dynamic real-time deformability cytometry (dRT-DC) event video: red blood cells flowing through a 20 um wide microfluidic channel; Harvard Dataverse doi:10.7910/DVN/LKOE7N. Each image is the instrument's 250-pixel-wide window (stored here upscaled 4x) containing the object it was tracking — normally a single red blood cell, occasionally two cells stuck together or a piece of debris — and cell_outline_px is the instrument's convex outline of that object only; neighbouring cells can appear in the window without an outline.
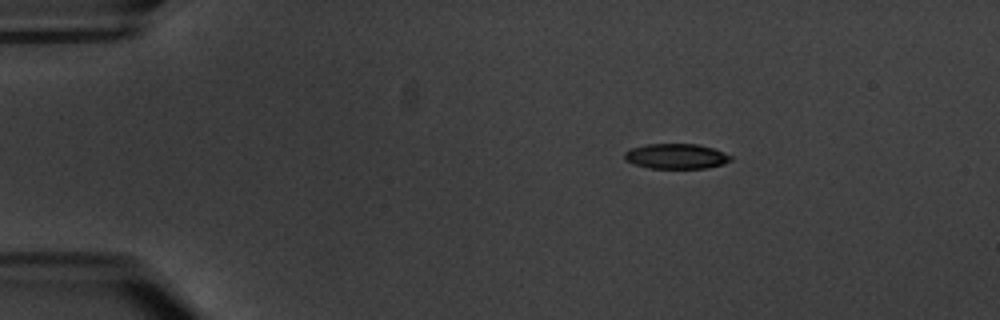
{"species": "common noctule bat (a hibernating species)", "species_latin": "Nyctalus noctula", "temperature_condition": "warm", "stored_images_in_passage": 11, "camera_frame_rate_fps": 3000, "um_per_image_px": 0.085, "animal": {"sex": "male", "body_mass_g": 20.1, "forearm_length_mm": 53.5}, "frame": {"image": 1, "passage_image": 2, "time_ms": 2.0, "image_size_px": [1000, 320], "cell_outline_px": [[732, 160], [724, 164], [708, 168], [648, 168], [632, 164], [624, 160], [624, 152], [632, 148], [648, 144], [696, 144], [712, 148], [724, 152], [732, 156]], "centroid_in_image_um": [57.47, 13.29], "position_along_channel_um": 27.5, "area_um2": 15.66}}
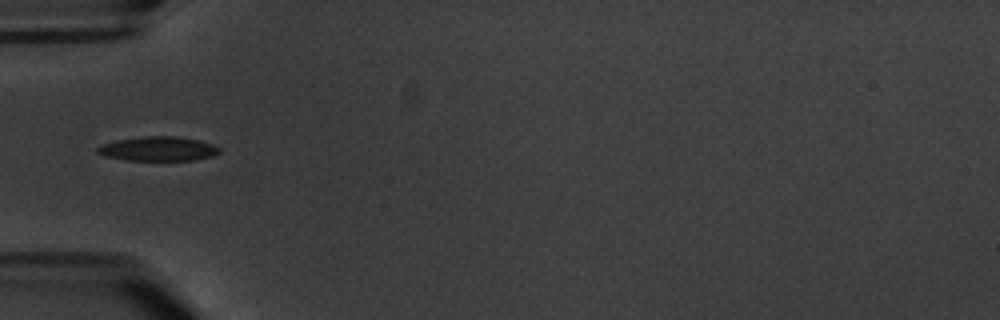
{"frame": {"image": 2, "passage_image": 5, "time_ms": 5.333, "image_size_px": [1000, 320], "cell_outline_px": [[220, 152], [212, 156], [192, 160], [128, 160], [104, 156], [96, 152], [96, 148], [100, 144], [116, 140], [144, 136], [176, 136], [196, 140], [212, 144], [220, 148]], "centroid_in_image_um": [13.4, 12.64], "position_along_channel_um": 71.6, "area_um2": 17.22}}
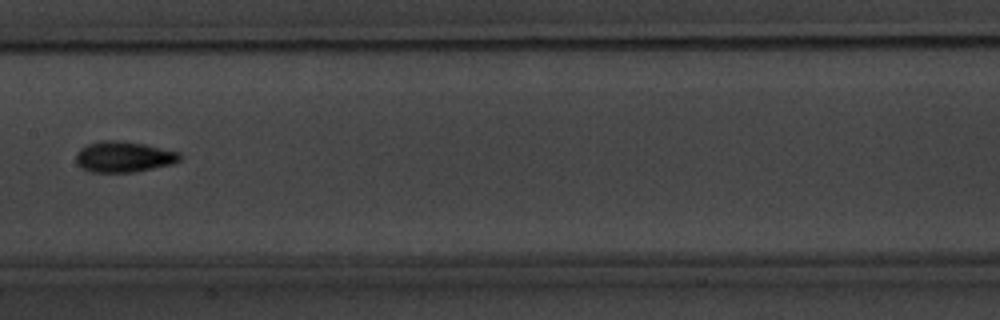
{"frame": {"image": 3, "passage_image": 8, "time_ms": 9.0, "image_size_px": [1000, 320], "cell_outline_px": [[180, 160], [172, 164], [132, 172], [92, 172], [80, 168], [76, 164], [76, 152], [80, 148], [88, 144], [104, 140], [112, 140], [144, 144], [180, 152]], "centroid_in_image_um": [10.47, 13.33], "position_along_channel_um": 196.9, "area_um2": 18.55}}